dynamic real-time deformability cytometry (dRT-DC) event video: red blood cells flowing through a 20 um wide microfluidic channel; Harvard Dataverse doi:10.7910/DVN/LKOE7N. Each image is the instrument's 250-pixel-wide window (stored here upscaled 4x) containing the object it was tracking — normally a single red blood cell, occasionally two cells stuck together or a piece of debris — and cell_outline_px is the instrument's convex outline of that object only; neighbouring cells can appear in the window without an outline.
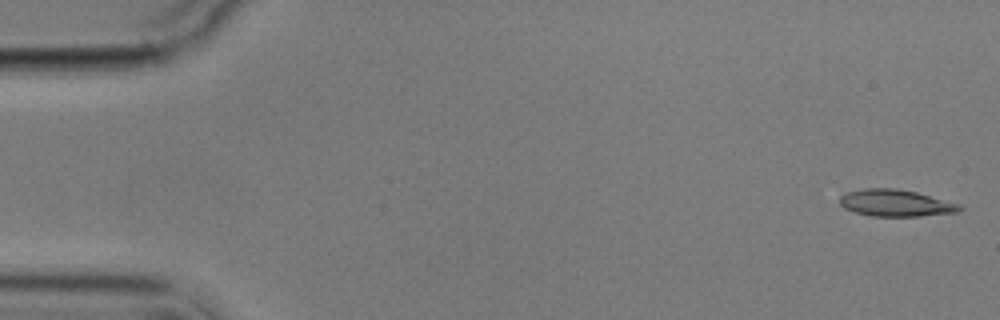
{"species": "common noctule bat (a hibernating species)", "species_latin": "Nyctalus noctula", "temperature_condition": "cold", "stored_images_in_passage": 4, "camera_frame_rate_fps": 3000, "um_per_image_px": 0.085, "animal": {"sex": "male", "body_mass_g": 17.9}, "frame": {"image": 1, "passage_image": 1, "time_ms": 0.0, "image_size_px": [1000, 320], "cell_outline_px": [[964, 208], [956, 212], [920, 216], [872, 216], [856, 212], [844, 208], [840, 204], [840, 196], [848, 192], [864, 188], [896, 188], [916, 192], [960, 204]], "centroid_in_image_um": [76.13, 17.25], "position_along_channel_um": 8.9, "area_um2": 18.61}}